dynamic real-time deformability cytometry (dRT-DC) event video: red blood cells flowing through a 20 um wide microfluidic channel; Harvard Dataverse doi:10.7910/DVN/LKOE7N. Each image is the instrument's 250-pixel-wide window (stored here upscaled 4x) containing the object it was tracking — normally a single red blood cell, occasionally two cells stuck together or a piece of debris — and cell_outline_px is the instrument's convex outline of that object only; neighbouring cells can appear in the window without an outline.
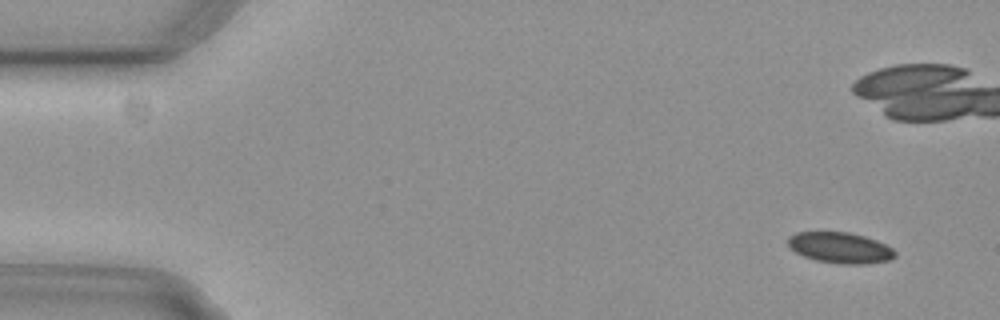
{"species": "common noctule bat (a hibernating species)", "species_latin": "Nyctalus noctula", "temperature_condition": "cold", "stored_images_in_passage": 6, "camera_frame_rate_fps": 3000, "um_per_image_px": 0.085, "animal": {"sex": "female", "body_mass_g": 29.2, "forearm_length_mm": 56.3}, "frame": {"image": 1, "passage_image": 1, "time_ms": 0.0, "image_size_px": [1000, 320], "cell_outline_px": [[896, 256], [892, 260], [868, 264], [840, 264], [816, 260], [804, 256], [796, 252], [788, 244], [788, 236], [796, 232], [848, 232], [864, 236], [876, 240], [892, 248], [896, 252]], "centroid_in_image_um": [71.44, 21.06], "position_along_channel_um": 13.6, "area_um2": 19.31}}